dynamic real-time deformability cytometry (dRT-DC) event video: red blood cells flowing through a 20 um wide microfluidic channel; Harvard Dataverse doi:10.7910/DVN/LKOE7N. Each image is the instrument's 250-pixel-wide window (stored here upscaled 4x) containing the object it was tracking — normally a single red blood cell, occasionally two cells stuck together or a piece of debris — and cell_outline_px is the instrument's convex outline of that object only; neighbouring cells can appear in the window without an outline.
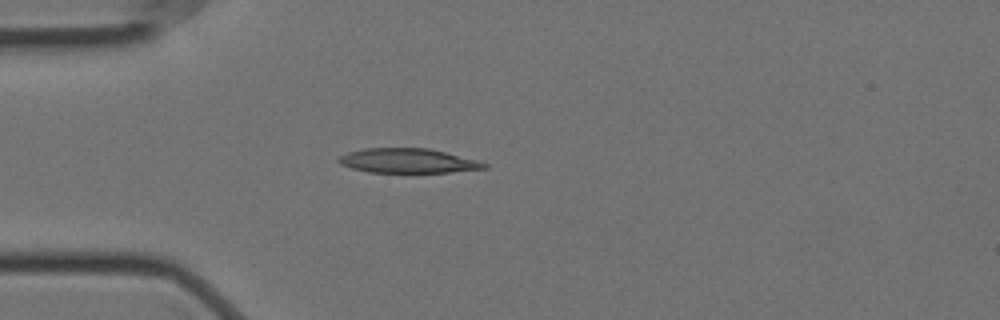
{"species": "Egyptian fruit bat (a non-hibernating species)", "species_latin": "Rousettus aegyptiacus", "temperature_condition": "cold", "stored_images_in_passage": 3, "camera_frame_rate_fps": 3000, "um_per_image_px": 0.085, "animal": {"sex": "female"}, "frame": {"image": 1, "passage_image": 3, "time_ms": 0.667, "image_size_px": [1000, 320], "cell_outline_px": [[488, 168], [448, 172], [368, 172], [352, 168], [340, 164], [336, 160], [336, 156], [348, 152], [364, 148], [428, 148], [476, 160], [488, 164]], "centroid_in_image_um": [34.6, 13.66], "position_along_channel_um": 50.4, "area_um2": 20.69}}